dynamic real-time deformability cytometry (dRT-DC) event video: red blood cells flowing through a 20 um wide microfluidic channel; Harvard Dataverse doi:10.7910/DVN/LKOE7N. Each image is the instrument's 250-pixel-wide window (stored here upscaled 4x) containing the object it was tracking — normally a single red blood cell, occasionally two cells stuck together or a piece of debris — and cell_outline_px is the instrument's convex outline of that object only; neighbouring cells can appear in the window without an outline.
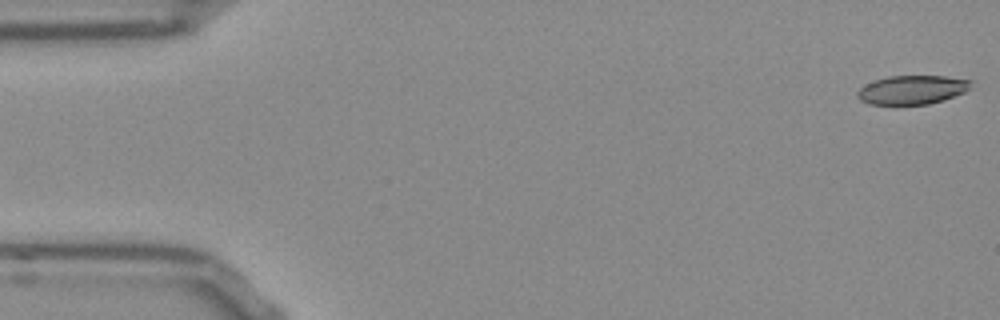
{"species": "Egyptian fruit bat (a non-hibernating species)", "species_latin": "Rousettus aegyptiacus", "temperature_condition": "room temperature", "stored_images_in_passage": 51, "camera_frame_rate_fps": 3000, "um_per_image_px": 0.085, "frame": {"image": 1, "passage_image": 1, "time_ms": 0.0, "image_size_px": [1000, 320], "cell_outline_px": [[972, 80], [968, 88], [964, 92], [944, 100], [928, 104], [896, 108], [868, 104], [860, 100], [856, 96], [856, 92], [860, 88], [876, 80], [888, 76], [944, 76]], "centroid_in_image_um": [77.46, 7.69], "position_along_channel_um": 7.5, "area_um2": 19.77}}
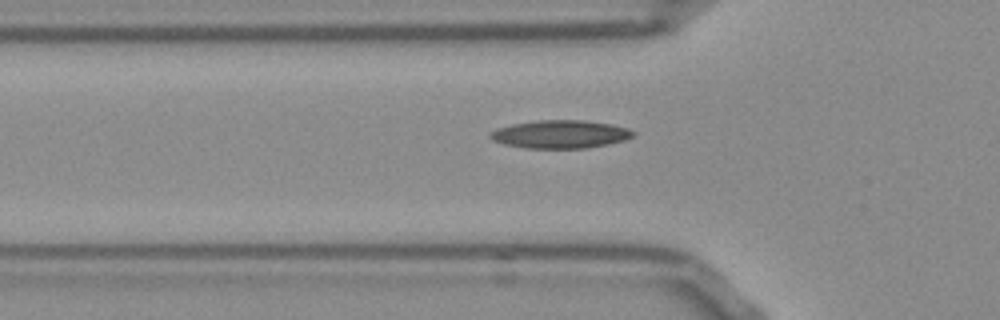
{"frame": {"image": 2, "passage_image": 17, "time_ms": 5.333, "image_size_px": [1000, 320], "cell_outline_px": [[636, 132], [632, 136], [624, 140], [608, 144], [584, 148], [524, 148], [504, 144], [492, 140], [488, 136], [488, 132], [496, 128], [512, 124], [536, 120], [584, 120], [612, 124], [628, 128]], "centroid_in_image_um": [47.58, 11.4], "position_along_channel_um": 78.2, "area_um2": 23.52}}
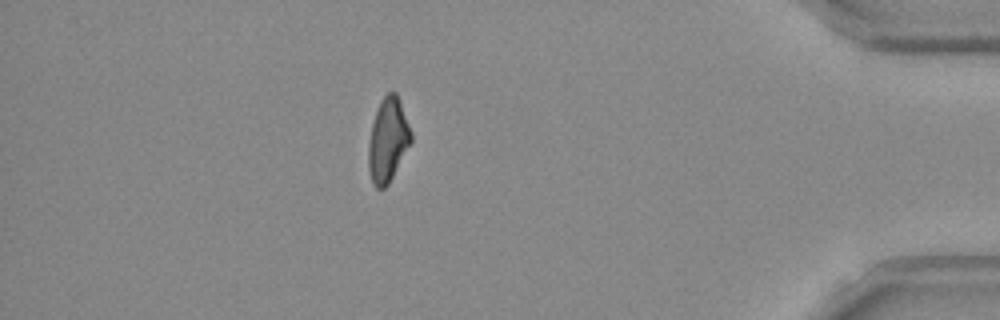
{"frame": {"image": 3, "passage_image": 46, "time_ms": 15.0, "image_size_px": [1000, 320], "cell_outline_px": [[412, 140], [388, 184], [384, 188], [376, 188], [372, 180], [368, 168], [368, 144], [372, 124], [380, 100], [388, 92], [396, 92], [412, 132]], "centroid_in_image_um": [32.96, 11.89], "position_along_channel_um": 402.2, "area_um2": 20.52}}